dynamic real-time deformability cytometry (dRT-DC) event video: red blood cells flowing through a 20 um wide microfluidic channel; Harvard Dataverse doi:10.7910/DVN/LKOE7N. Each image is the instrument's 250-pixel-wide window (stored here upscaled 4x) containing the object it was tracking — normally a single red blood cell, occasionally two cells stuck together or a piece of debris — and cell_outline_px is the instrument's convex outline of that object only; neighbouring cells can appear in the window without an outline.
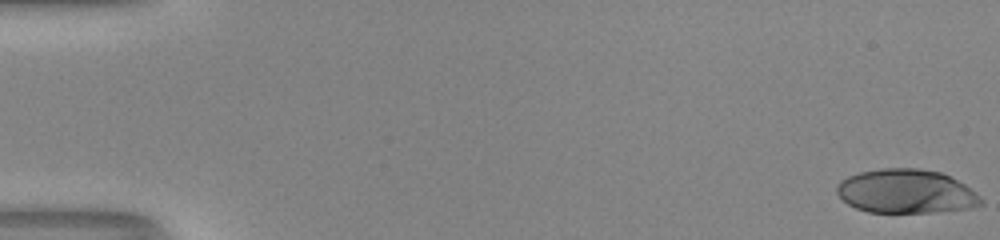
{"species": "human", "species_latin": "Homo sapiens", "temperature_condition": "room temperature", "stored_images_in_passage": 52, "camera_frame_rate_fps": 3000, "um_per_image_px": 0.085, "donor": {"sex": "male"}, "frame": {"image": 1, "passage_image": 1, "time_ms": 0.0, "image_size_px": [1000, 240], "cell_outline_px": [[984, 204], [972, 208], [932, 212], [868, 212], [856, 208], [848, 204], [836, 192], [836, 184], [840, 180], [848, 176], [860, 172], [880, 168], [920, 168], [940, 172], [964, 184], [980, 196], [984, 200]], "centroid_in_image_um": [77.01, 16.26], "position_along_channel_um": 8.0, "area_um2": 36.99}}
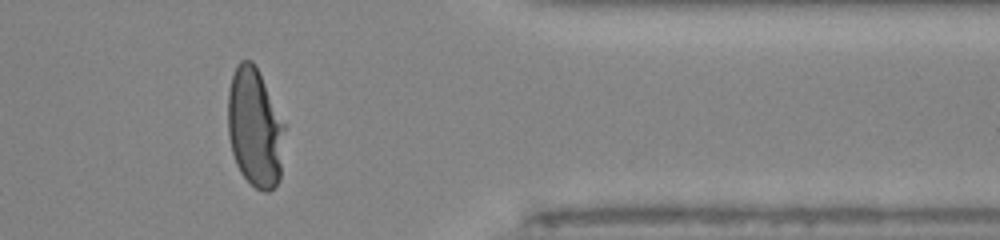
{"frame": {"image": 2, "passage_image": 43, "time_ms": 14.0, "image_size_px": [1000, 240], "cell_outline_px": [[284, 128], [280, 180], [268, 192], [264, 192], [256, 188], [240, 172], [236, 164], [232, 152], [228, 136], [228, 92], [232, 76], [236, 64], [240, 60], [252, 60], [284, 124]], "centroid_in_image_um": [21.63, 10.88], "position_along_channel_um": 389.8, "area_um2": 38.78}}
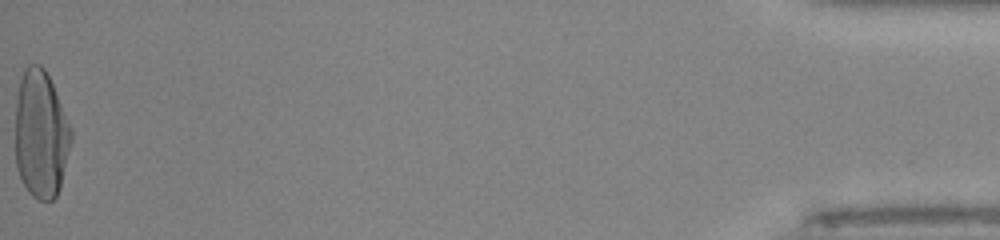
{"frame": {"image": 3, "passage_image": 52, "time_ms": 17.0, "image_size_px": [1000, 240], "cell_outline_px": [[72, 140], [60, 188], [56, 196], [52, 200], [40, 200], [32, 196], [28, 192], [16, 168], [16, 100], [20, 80], [24, 68], [28, 64], [40, 64], [44, 68], [52, 84], [72, 128]], "centroid_in_image_um": [3.48, 11.42], "position_along_channel_um": 431.7, "area_um2": 41.67}, "authors_computed_cell_mechanics": {"area_um2": 38.8994, "velocity_mm_per_s": 4.1357, "shape_relaxation_time_tau1_ms": 6.329, "shape_relaxation_time_tau2_ms": null, "deformation_change_tau1": 0.3149, "deformation_change_tau2": null}}